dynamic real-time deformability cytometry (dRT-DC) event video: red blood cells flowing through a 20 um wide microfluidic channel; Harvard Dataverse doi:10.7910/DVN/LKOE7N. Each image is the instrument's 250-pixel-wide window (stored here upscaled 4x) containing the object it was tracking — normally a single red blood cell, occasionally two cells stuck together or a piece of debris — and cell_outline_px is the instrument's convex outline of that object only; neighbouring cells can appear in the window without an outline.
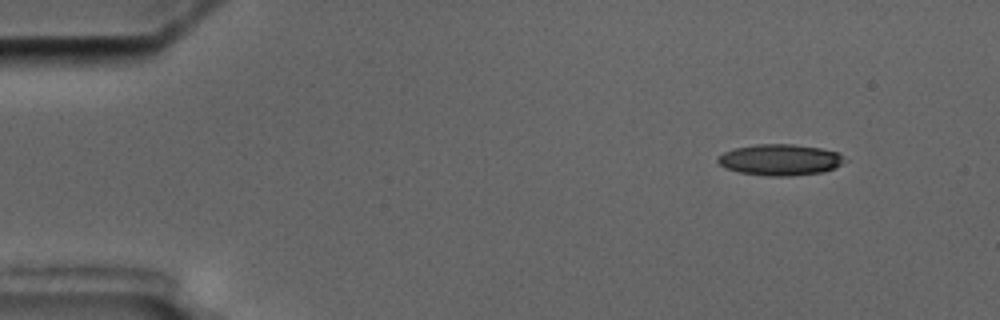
{"species": "common noctule bat (a hibernating species)", "species_latin": "Nyctalus noctula", "temperature_condition": "cold", "stored_images_in_passage": 4, "camera_frame_rate_fps": 3000, "um_per_image_px": 0.085, "animal": {"sex": "male", "body_mass_g": 17.5, "forearm_length_mm": 52.3}, "frame": {"image": 1, "passage_image": 1, "time_ms": 0.0, "image_size_px": [1000, 320], "cell_outline_px": [[848, 160], [824, 172], [788, 176], [768, 176], [740, 172], [728, 168], [720, 164], [716, 160], [716, 156], [724, 152], [736, 148], [756, 144], [792, 144], [820, 148], [840, 152]], "centroid_in_image_um": [66.33, 13.57], "position_along_channel_um": 18.7, "area_um2": 23.0}}
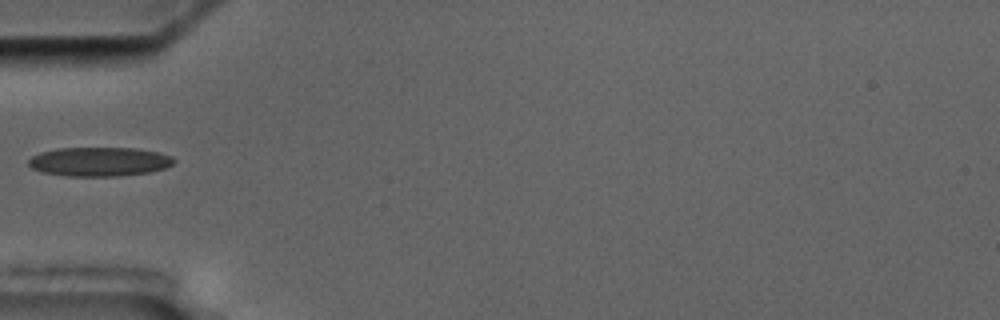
{"frame": {"image": 2, "passage_image": 4, "time_ms": 4.333, "image_size_px": [1000, 320], "cell_outline_px": [[176, 160], [172, 164], [164, 168], [148, 172], [120, 176], [64, 176], [44, 172], [32, 168], [28, 164], [28, 160], [32, 156], [40, 152], [56, 148], [136, 148], [160, 152], [172, 156]], "centroid_in_image_um": [8.44, 13.73], "position_along_channel_um": 76.6, "area_um2": 24.74}}